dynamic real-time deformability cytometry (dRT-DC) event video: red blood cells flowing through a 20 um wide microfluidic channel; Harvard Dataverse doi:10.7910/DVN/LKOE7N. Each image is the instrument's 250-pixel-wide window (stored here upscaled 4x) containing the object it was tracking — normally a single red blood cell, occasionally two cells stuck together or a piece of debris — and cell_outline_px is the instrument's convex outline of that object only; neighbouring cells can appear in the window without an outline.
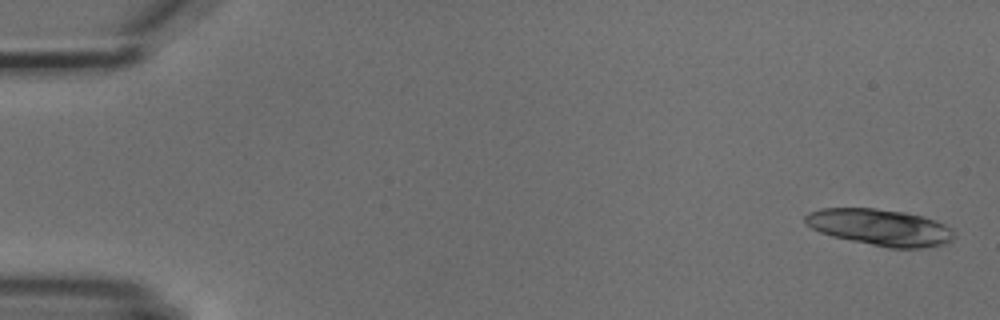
{"species": "common noctule bat (a hibernating species)", "species_latin": "Nyctalus noctula", "temperature_condition": "cold", "stored_images_in_passage": 6, "segment_of_instrument_passage": [1, 2], "camera_frame_rate_fps": 3000, "um_per_image_px": 0.085, "animal": {"sex": "male", "body_mass_g": 18.8}, "frame": {"image": 1, "passage_image": 1, "time_ms": 0.0, "image_size_px": [1000, 320], "cell_outline_px": [[952, 240], [944, 244], [924, 248], [888, 248], [832, 236], [820, 232], [804, 224], [804, 216], [808, 212], [820, 208], [876, 208], [904, 212], [936, 220], [952, 228]], "centroid_in_image_um": [74.77, 19.32], "position_along_channel_um": 10.2, "area_um2": 31.73}}